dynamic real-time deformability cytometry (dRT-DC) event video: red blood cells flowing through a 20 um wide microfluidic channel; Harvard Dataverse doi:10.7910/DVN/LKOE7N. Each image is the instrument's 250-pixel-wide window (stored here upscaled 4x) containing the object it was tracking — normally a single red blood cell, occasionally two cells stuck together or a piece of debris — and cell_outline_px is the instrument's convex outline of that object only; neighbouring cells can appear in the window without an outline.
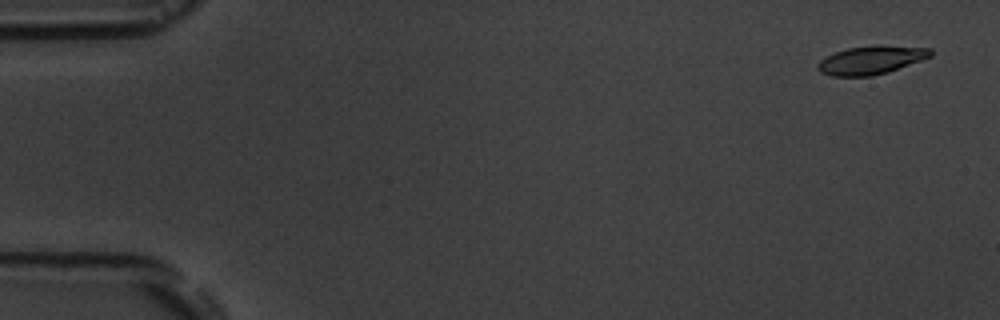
{"species": "common noctule bat (a hibernating species)", "species_latin": "Nyctalus noctula", "temperature_condition": "room temperature", "stored_images_in_passage": 5, "camera_frame_rate_fps": 3000, "um_per_image_px": 0.085, "animal": {"sex": "male", "body_mass_g": 19.5, "forearm_length_mm": 54.6}, "frame": {"image": 1, "passage_image": 1, "time_ms": 0.0, "image_size_px": [1000, 320], "cell_outline_px": [[932, 56], [888, 72], [872, 76], [832, 76], [820, 72], [816, 68], [816, 64], [820, 60], [836, 52], [848, 48], [876, 44], [880, 44], [932, 48]], "centroid_in_image_um": [74.05, 5.09], "position_along_channel_um": 10.9, "area_um2": 18.84}}
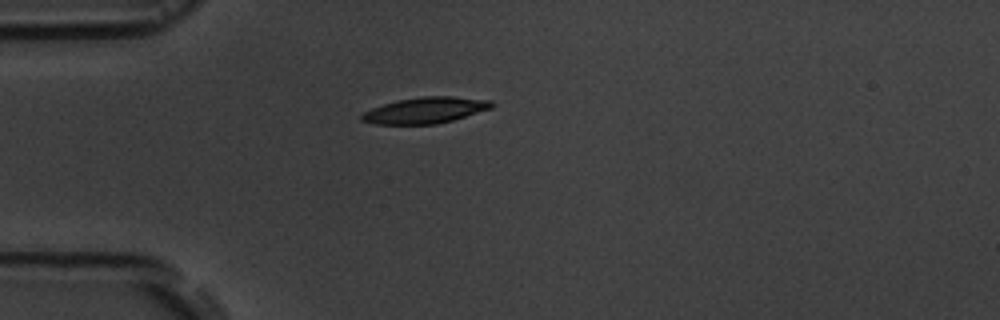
{"frame": {"image": 2, "passage_image": 5, "time_ms": 4.333, "image_size_px": [1000, 320], "cell_outline_px": [[496, 104], [492, 108], [452, 120], [436, 124], [376, 124], [360, 120], [360, 116], [364, 112], [372, 108], [396, 100], [420, 96], [452, 96], [492, 100]], "centroid_in_image_um": [36.17, 9.36], "position_along_channel_um": 48.8, "area_um2": 19.83}}